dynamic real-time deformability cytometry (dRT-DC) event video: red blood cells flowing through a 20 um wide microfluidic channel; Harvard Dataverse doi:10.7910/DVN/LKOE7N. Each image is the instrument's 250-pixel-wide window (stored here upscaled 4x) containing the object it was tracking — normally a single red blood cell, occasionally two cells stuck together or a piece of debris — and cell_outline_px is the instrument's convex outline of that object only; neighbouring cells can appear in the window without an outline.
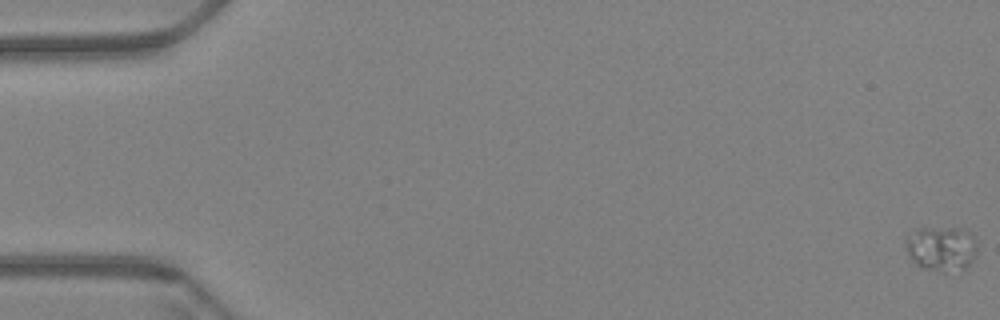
{"species": "Egyptian fruit bat (a non-hibernating species)", "species_latin": "Rousettus aegyptiacus", "temperature_condition": "warm", "stored_images_in_passage": 63, "camera_frame_rate_fps": 3000, "um_per_image_px": 0.085, "animal": {"sex": "female"}, "frame": {"image": 1, "passage_image": 1, "time_ms": 0.0, "image_size_px": [1000, 320], "cell_outline_px": [[976, 256], [964, 268], [944, 272], [940, 272], [920, 268], [908, 256], [904, 240], [912, 228], [960, 228], [972, 236], [976, 244]], "centroid_in_image_um": [79.94, 21.12], "position_along_channel_um": 5.1, "area_um2": 18.84}}
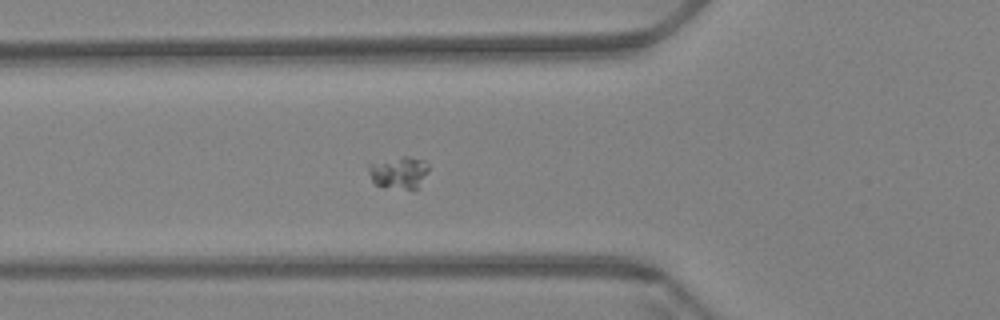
{"frame": {"image": 2, "passage_image": 24, "time_ms": 7.667, "image_size_px": [1000, 320], "cell_outline_px": [[428, 172], [416, 188], [384, 188], [376, 184], [372, 180], [368, 172], [368, 164], [400, 156], [408, 156], [424, 160], [428, 164]], "centroid_in_image_um": [33.88, 14.64], "position_along_channel_um": 91.9, "area_um2": 11.21}}
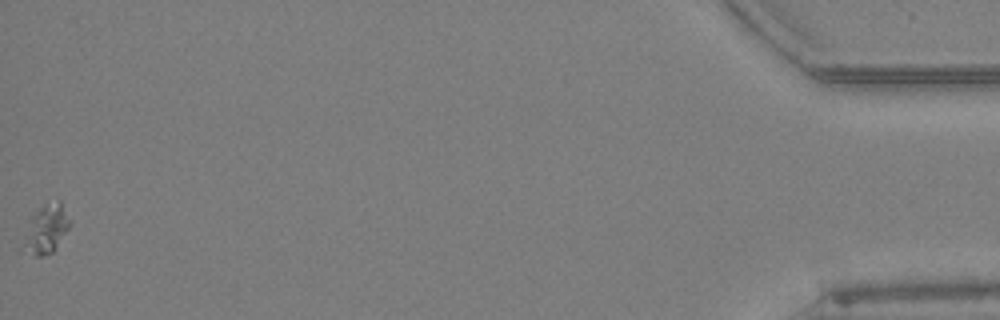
{"frame": {"image": 3, "passage_image": 63, "time_ms": 20.667, "image_size_px": [1000, 320], "cell_outline_px": [[72, 220], [68, 228], [56, 248], [52, 252], [44, 256], [36, 256], [32, 236], [32, 216], [40, 208], [60, 200]], "centroid_in_image_um": [4.2, 19.34], "position_along_channel_um": 431.0, "area_um2": 10.98}}